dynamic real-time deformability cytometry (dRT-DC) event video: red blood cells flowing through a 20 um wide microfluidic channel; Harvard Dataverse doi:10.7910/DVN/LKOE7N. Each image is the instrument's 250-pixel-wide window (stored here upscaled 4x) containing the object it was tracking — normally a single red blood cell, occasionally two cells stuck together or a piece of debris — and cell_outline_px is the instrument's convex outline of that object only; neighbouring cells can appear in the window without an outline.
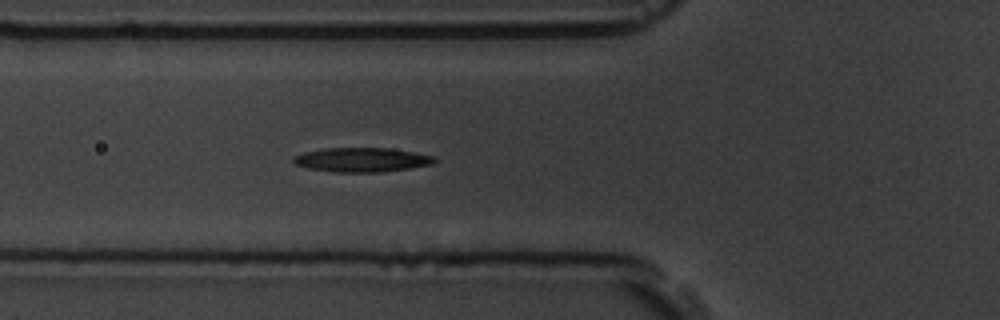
{"species": "common noctule bat (a hibernating species)", "species_latin": "Nyctalus noctula", "temperature_condition": "room temperature", "stored_images_in_passage": 4, "camera_frame_rate_fps": 3000, "um_per_image_px": 0.085, "animal": {"sex": "male", "body_mass_g": 19.5, "forearm_length_mm": 54.6}, "frame": {"image": 1, "passage_image": 4, "time_ms": 4.0, "image_size_px": [1000, 320], "cell_outline_px": [[436, 160], [432, 164], [412, 168], [380, 172], [332, 172], [308, 168], [296, 164], [292, 160], [296, 156], [304, 152], [324, 148], [388, 148], [436, 156]], "centroid_in_image_um": [30.77, 13.58], "position_along_channel_um": 95.0, "area_um2": 19.88}}